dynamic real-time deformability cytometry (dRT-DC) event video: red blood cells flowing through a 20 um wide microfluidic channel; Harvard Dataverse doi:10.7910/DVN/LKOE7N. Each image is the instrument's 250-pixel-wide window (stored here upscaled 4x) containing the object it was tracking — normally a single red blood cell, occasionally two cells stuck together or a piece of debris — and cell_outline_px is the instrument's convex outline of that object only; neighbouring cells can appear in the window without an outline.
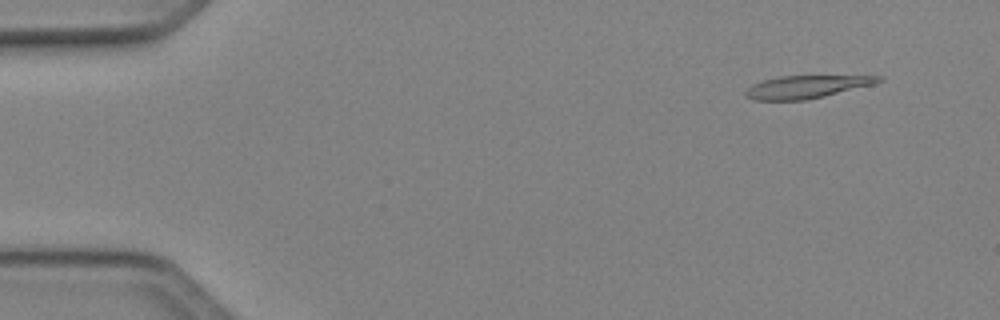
{"species": "Egyptian fruit bat (a non-hibernating species)", "species_latin": "Rousettus aegyptiacus", "temperature_condition": "cold", "stored_images_in_passage": 49, "camera_frame_rate_fps": 3000, "um_per_image_px": 0.085, "animal": {"sex": "female"}, "frame": {"image": 1, "passage_image": 4, "time_ms": 1.0, "image_size_px": [1000, 320], "cell_outline_px": [[884, 80], [872, 84], [808, 100], [756, 100], [748, 96], [744, 92], [752, 84], [764, 80], [780, 76], [884, 76]], "centroid_in_image_um": [68.55, 7.38], "position_along_channel_um": 16.5, "area_um2": 17.28}}
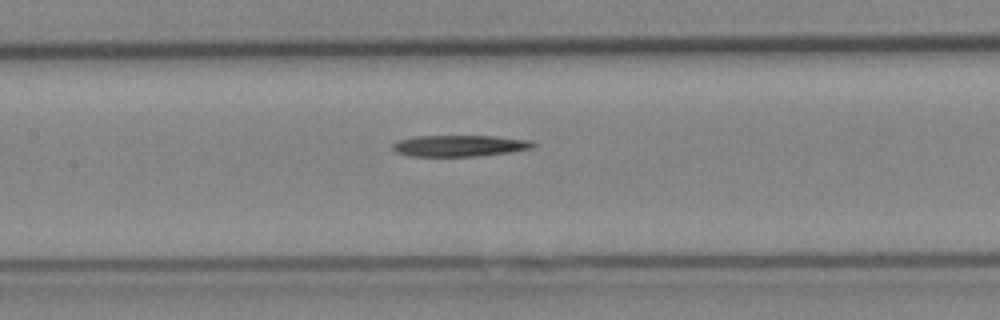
{"frame": {"image": 2, "passage_image": 23, "time_ms": 7.333, "image_size_px": [1000, 320], "cell_outline_px": [[536, 144], [532, 148], [512, 152], [480, 156], [408, 156], [396, 152], [392, 148], [392, 144], [396, 140], [412, 136], [496, 136], [532, 140]], "centroid_in_image_um": [39.06, 12.39], "position_along_channel_um": 168.3, "area_um2": 17.74}}
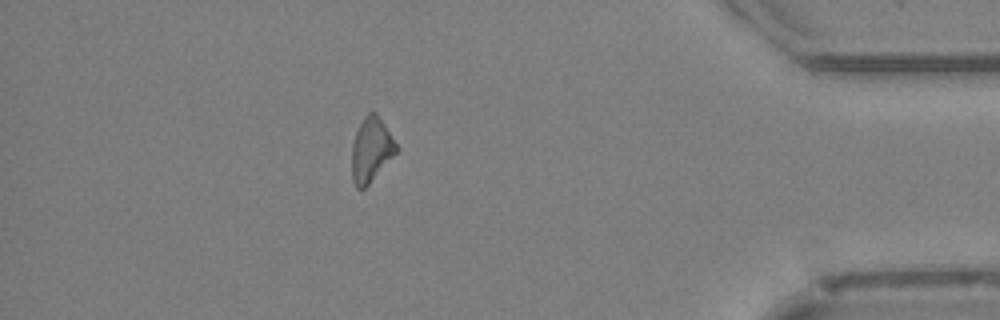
{"frame": {"image": 3, "passage_image": 43, "time_ms": 14.0, "image_size_px": [1000, 320], "cell_outline_px": [[400, 148], [368, 184], [364, 188], [356, 188], [352, 180], [352, 144], [356, 132], [364, 116], [368, 112], [376, 112]], "centroid_in_image_um": [31.54, 12.71], "position_along_channel_um": 403.7, "area_um2": 16.47}}